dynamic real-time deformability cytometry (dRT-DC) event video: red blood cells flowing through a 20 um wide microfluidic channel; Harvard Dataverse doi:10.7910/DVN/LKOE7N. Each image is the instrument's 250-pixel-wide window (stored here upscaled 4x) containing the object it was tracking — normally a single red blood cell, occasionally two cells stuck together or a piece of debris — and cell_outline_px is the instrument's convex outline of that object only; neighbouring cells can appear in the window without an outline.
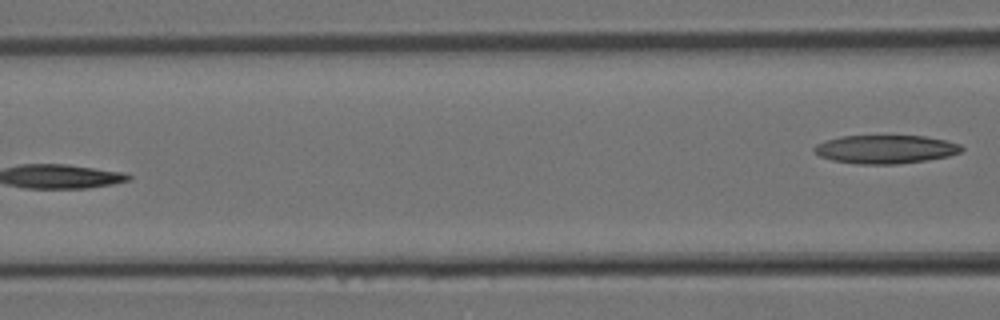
{"species": "Egyptian fruit bat (a non-hibernating species)", "species_latin": "Rousettus aegyptiacus", "temperature_condition": "room temperature", "stored_images_in_passage": 13, "segment_of_instrument_passage": [2, 2], "camera_frame_rate_fps": 3000, "um_per_image_px": 0.085, "animal": {"sex": "female"}, "frame": {"image": 1, "passage_image": 13, "time_ms": 4.0, "image_size_px": [1000, 320], "cell_outline_px": [[964, 148], [960, 152], [948, 156], [928, 160], [896, 164], [856, 164], [832, 160], [820, 156], [812, 148], [816, 144], [840, 136], [924, 136], [944, 140], [960, 144]], "centroid_in_image_um": [75.27, 12.69], "position_along_channel_um": 91.3, "area_um2": 24.33}}